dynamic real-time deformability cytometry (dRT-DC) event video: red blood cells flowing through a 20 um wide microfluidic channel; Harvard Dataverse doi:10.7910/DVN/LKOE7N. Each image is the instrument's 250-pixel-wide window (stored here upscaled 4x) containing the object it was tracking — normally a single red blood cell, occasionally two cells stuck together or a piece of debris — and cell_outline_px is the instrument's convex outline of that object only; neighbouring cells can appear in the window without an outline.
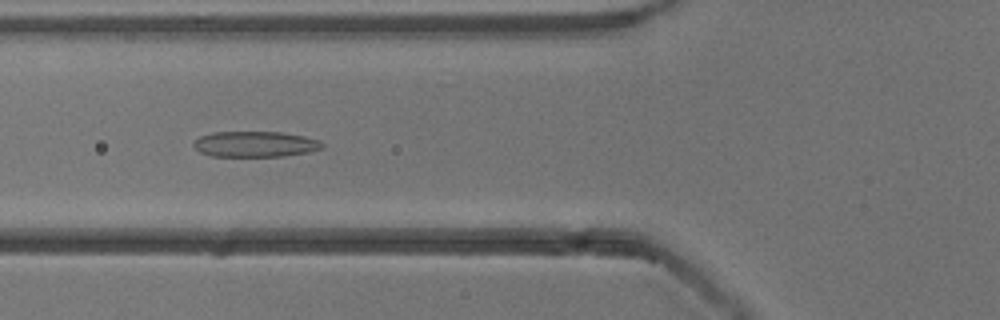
{"species": "common noctule bat (a hibernating species)", "species_latin": "Nyctalus noctula", "temperature_condition": "cold", "stored_images_in_passage": 38, "camera_frame_rate_fps": 3000, "um_per_image_px": 0.085, "animal": {"sex": "male", "body_mass_g": 13.3}, "frame": {"image": 1, "passage_image": 20, "time_ms": 6.333, "image_size_px": [1000, 320], "cell_outline_px": [[324, 148], [308, 152], [284, 156], [212, 156], [200, 152], [192, 144], [200, 136], [212, 132], [280, 132], [304, 136], [320, 140], [324, 144]], "centroid_in_image_um": [21.72, 12.25], "position_along_channel_um": 104.1, "area_um2": 19.25}}
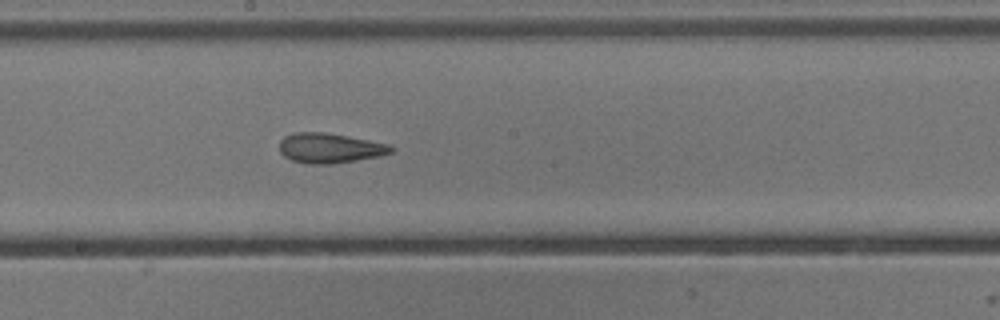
{"frame": {"image": 2, "passage_image": 29, "time_ms": 9.333, "image_size_px": [1000, 320], "cell_outline_px": [[396, 148], [392, 152], [380, 156], [332, 164], [312, 164], [292, 160], [284, 156], [280, 152], [280, 140], [284, 136], [296, 132], [324, 132], [348, 136], [392, 144]], "centroid_in_image_um": [28.07, 12.58], "position_along_channel_um": 220.1, "area_um2": 19.59}}
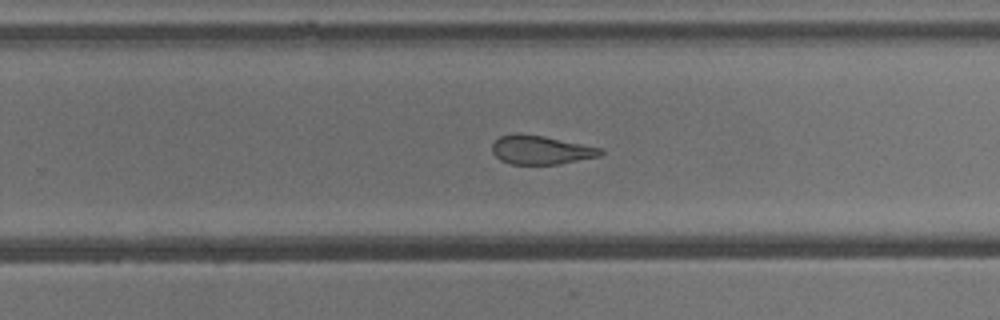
{"frame": {"image": 3, "passage_image": 34, "time_ms": 11.0, "image_size_px": [1000, 320], "cell_outline_px": [[604, 152], [600, 156], [560, 164], [512, 164], [500, 160], [492, 152], [492, 144], [500, 136], [544, 136], [604, 148]], "centroid_in_image_um": [46.05, 12.78], "position_along_channel_um": 283.7, "area_um2": 17.74}}